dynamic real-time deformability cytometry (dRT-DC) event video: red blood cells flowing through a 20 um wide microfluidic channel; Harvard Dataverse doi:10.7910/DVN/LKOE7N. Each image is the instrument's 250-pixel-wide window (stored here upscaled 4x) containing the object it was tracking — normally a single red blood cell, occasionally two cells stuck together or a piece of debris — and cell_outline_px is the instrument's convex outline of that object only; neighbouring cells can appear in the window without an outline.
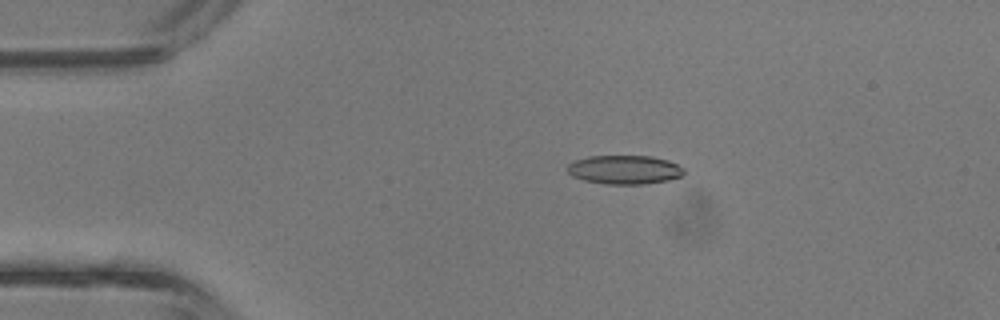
{"species": "common noctule bat (a hibernating species)", "species_latin": "Nyctalus noctula", "temperature_condition": "room temperature", "stored_images_in_passage": 38, "camera_frame_rate_fps": 3000, "um_per_image_px": 0.085, "animal": {"sex": "male", "body_mass_g": 13.3}, "frame": {"image": 1, "passage_image": 4, "time_ms": 1.0, "image_size_px": [1000, 320], "cell_outline_px": [[684, 172], [680, 176], [668, 180], [644, 184], [608, 184], [584, 180], [572, 176], [568, 172], [568, 164], [576, 160], [588, 156], [652, 156], [668, 160], [684, 168]], "centroid_in_image_um": [53.08, 14.42], "position_along_channel_um": 31.9, "area_um2": 19.48}}
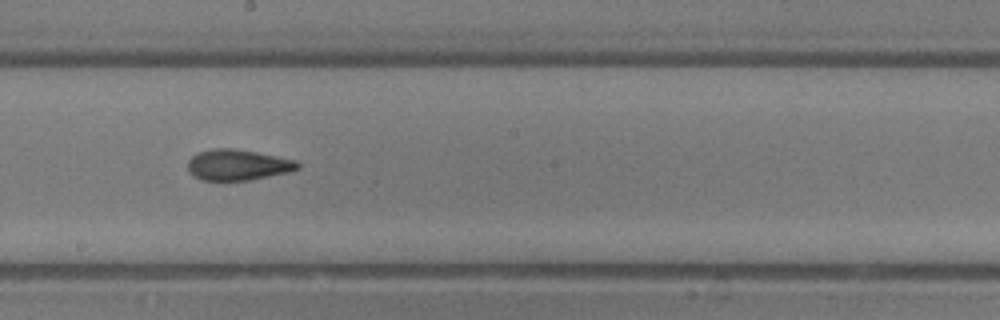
{"frame": {"image": 2, "passage_image": 19, "time_ms": 6.0, "image_size_px": [1000, 320], "cell_outline_px": [[300, 168], [288, 172], [248, 180], [204, 180], [196, 176], [188, 168], [188, 160], [192, 156], [200, 152], [216, 148], [232, 148], [256, 152], [296, 160], [300, 164]], "centroid_in_image_um": [20.24, 14.0], "position_along_channel_um": 228.0, "area_um2": 19.36}}
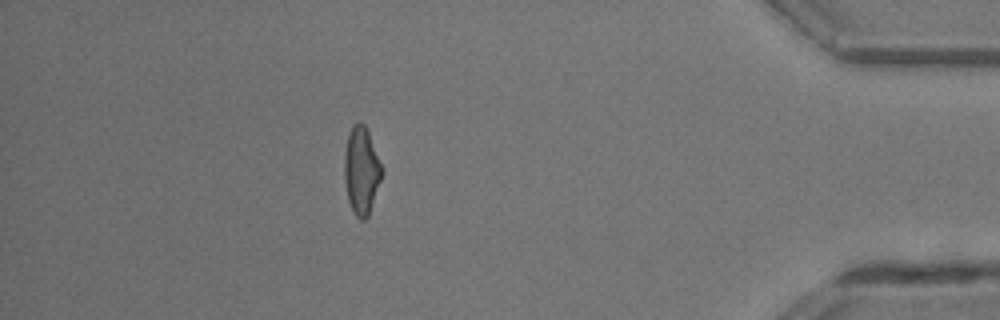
{"frame": {"image": 3, "passage_image": 33, "time_ms": 10.667, "image_size_px": [1000, 320], "cell_outline_px": [[384, 168], [368, 216], [364, 220], [360, 220], [356, 216], [348, 200], [344, 180], [344, 152], [348, 132], [352, 124], [356, 120], [360, 120], [364, 124], [368, 132]], "centroid_in_image_um": [30.71, 14.43], "position_along_channel_um": 404.5, "area_um2": 19.31}, "authors_computed_cell_mechanics": {"area_um2": 19.4786, "velocity_mm_per_s": 4.8439, "shape_relaxation_time_tau1_ms": 5.4694, "shape_relaxation_time_tau2_ms": 1.6871, "deformation_change_tau1": 0.2039, "deformation_change_tau2": 0.1038}}